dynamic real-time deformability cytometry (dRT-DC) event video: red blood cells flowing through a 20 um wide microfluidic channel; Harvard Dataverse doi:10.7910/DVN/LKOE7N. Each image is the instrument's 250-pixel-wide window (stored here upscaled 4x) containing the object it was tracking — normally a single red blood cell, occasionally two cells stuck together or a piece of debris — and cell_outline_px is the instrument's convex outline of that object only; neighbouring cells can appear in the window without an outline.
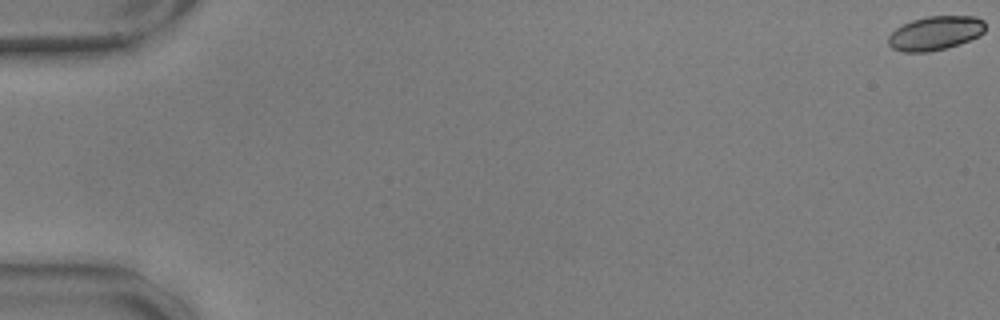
{"species": "common noctule bat (a hibernating species)", "species_latin": "Nyctalus noctula", "temperature_condition": "warm", "stored_images_in_passage": 58, "camera_frame_rate_fps": 3000, "um_per_image_px": 0.085, "animal": {"sex": "male", "body_mass_g": 17.9, "forearm_length_mm": 54.2}, "frame": {"image": 1, "passage_image": 1, "time_ms": 0.0, "image_size_px": [1000, 320], "cell_outline_px": [[984, 32], [980, 36], [948, 48], [928, 52], [904, 52], [892, 48], [888, 44], [888, 36], [896, 28], [912, 20], [928, 16], [976, 16], [984, 20]], "centroid_in_image_um": [79.51, 2.82], "position_along_channel_um": 5.5, "area_um2": 19.31}}
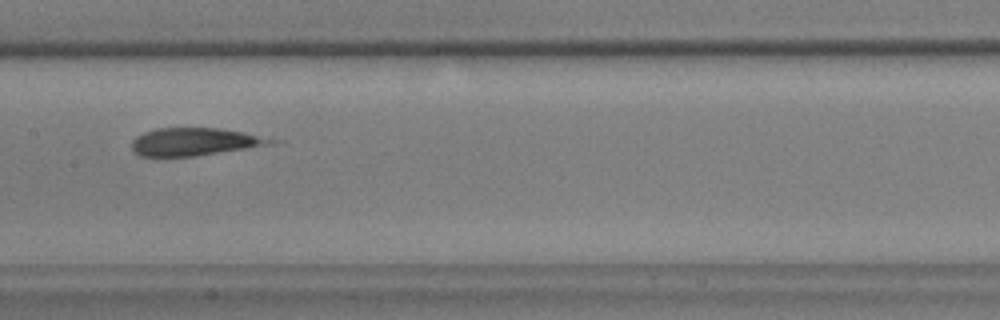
{"frame": {"image": 2, "passage_image": 31, "time_ms": 10.0, "image_size_px": [1000, 320], "cell_outline_px": [[284, 140], [272, 144], [196, 156], [140, 156], [132, 152], [132, 140], [136, 136], [144, 132], [156, 128], [216, 128], [240, 132]], "centroid_in_image_um": [16.53, 12.05], "position_along_channel_um": 190.9, "area_um2": 22.43}}
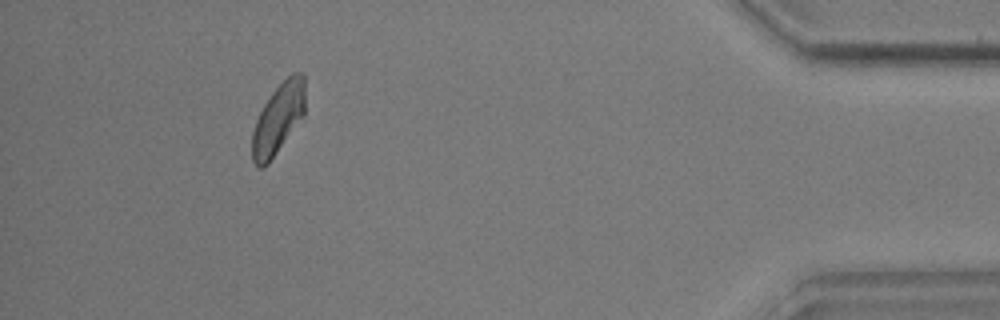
{"frame": {"image": 3, "passage_image": 54, "time_ms": 17.667, "image_size_px": [1000, 320], "cell_outline_px": [[304, 116], [268, 164], [264, 168], [260, 168], [252, 160], [252, 132], [256, 120], [264, 104], [272, 92], [292, 72], [304, 72]], "centroid_in_image_um": [23.65, 10.09], "position_along_channel_um": 411.6, "area_um2": 21.68}}